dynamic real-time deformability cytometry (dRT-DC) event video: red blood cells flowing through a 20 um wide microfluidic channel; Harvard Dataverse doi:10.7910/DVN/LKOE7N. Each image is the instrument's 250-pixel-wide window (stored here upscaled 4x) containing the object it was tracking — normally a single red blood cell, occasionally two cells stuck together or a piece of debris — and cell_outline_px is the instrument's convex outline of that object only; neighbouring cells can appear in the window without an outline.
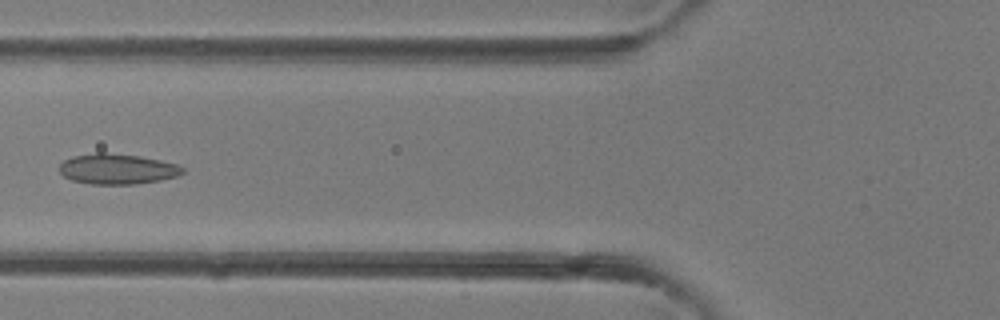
{"species": "common noctule bat (a hibernating species)", "species_latin": "Nyctalus noctula", "temperature_condition": "room temperature", "stored_images_in_passage": 24, "camera_frame_rate_fps": 3000, "um_per_image_px": 0.085, "animal": {"sex": "female"}, "frame": {"image": 1, "passage_image": 6, "time_ms": 1.667, "image_size_px": [1000, 320], "cell_outline_px": [[184, 172], [176, 176], [160, 180], [136, 184], [92, 184], [72, 180], [64, 176], [60, 172], [60, 164], [64, 160], [72, 156], [96, 152], [104, 152], [140, 156], [160, 160], [176, 164], [184, 168]], "centroid_in_image_um": [9.96, 14.35], "position_along_channel_um": 115.8, "area_um2": 21.79}}
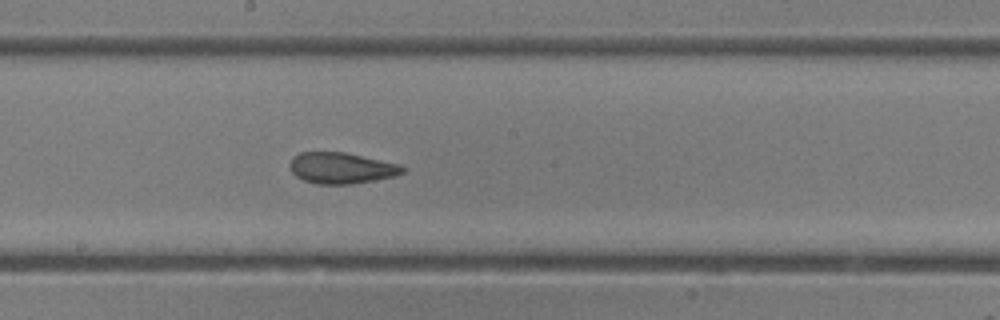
{"frame": {"image": 2, "passage_image": 12, "time_ms": 3.667, "image_size_px": [1000, 320], "cell_outline_px": [[404, 172], [392, 176], [352, 184], [316, 184], [304, 180], [296, 176], [292, 172], [288, 164], [292, 156], [300, 152], [344, 152], [400, 164], [404, 168]], "centroid_in_image_um": [28.95, 14.27], "position_along_channel_um": 219.2, "area_um2": 20.35}}
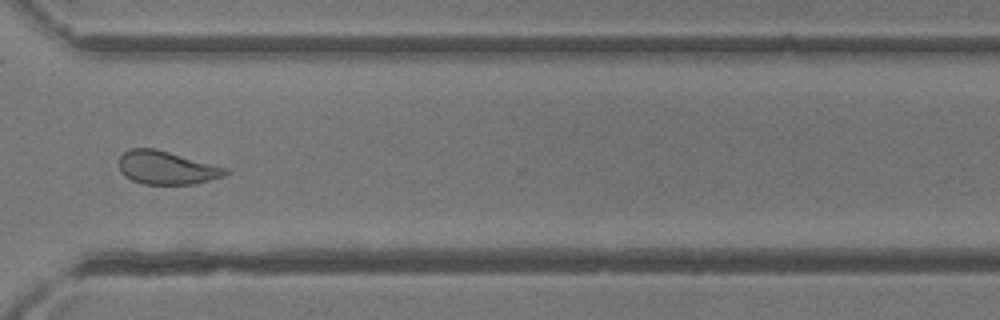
{"frame": {"image": 3, "passage_image": 20, "time_ms": 6.333, "image_size_px": [1000, 320], "cell_outline_px": [[228, 172], [224, 176], [196, 184], [144, 184], [132, 180], [124, 176], [120, 172], [120, 156], [128, 148], [156, 148], [228, 168]], "centroid_in_image_um": [14.16, 14.25], "position_along_channel_um": 356.4, "area_um2": 20.75}}